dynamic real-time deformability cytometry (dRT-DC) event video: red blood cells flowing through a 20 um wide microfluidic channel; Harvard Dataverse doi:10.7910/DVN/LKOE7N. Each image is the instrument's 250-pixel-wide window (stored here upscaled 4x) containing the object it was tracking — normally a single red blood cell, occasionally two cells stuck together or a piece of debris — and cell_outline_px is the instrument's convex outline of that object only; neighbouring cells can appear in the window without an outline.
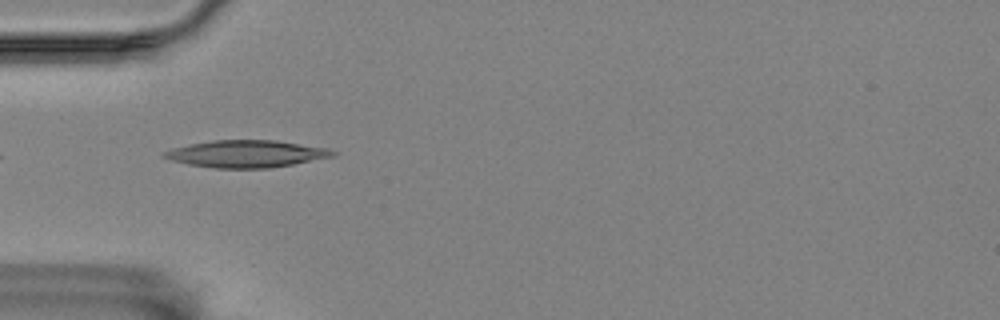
{"species": "Egyptian fruit bat (a non-hibernating species)", "species_latin": "Rousettus aegyptiacus", "temperature_condition": "room temperature", "stored_images_in_passage": 8, "camera_frame_rate_fps": 3000, "um_per_image_px": 0.085, "animal": {"sex": "female"}, "frame": {"image": 1, "passage_image": 3, "time_ms": 2.333, "image_size_px": [1000, 320], "cell_outline_px": [[340, 152], [336, 156], [292, 164], [268, 168], [216, 168], [188, 164], [172, 160], [160, 156], [160, 152], [172, 148], [212, 140], [276, 140], [328, 148]], "centroid_in_image_um": [20.96, 13.07], "position_along_channel_um": 64.0, "area_um2": 26.76}}
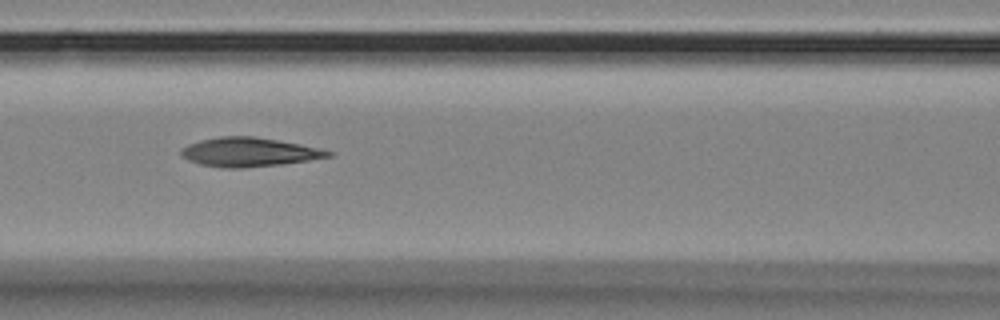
{"frame": {"image": 2, "passage_image": 5, "time_ms": 4.667, "image_size_px": [1000, 320], "cell_outline_px": [[332, 156], [308, 160], [280, 164], [244, 168], [224, 168], [200, 164], [188, 160], [180, 156], [180, 148], [188, 144], [200, 140], [220, 136], [252, 136], [300, 144], [332, 152]], "centroid_in_image_um": [21.08, 12.93], "position_along_channel_um": 145.5, "area_um2": 24.68}}
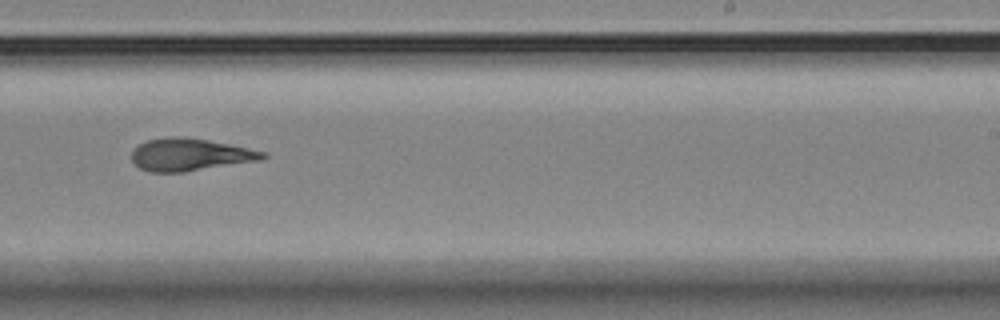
{"frame": {"image": 3, "passage_image": 8, "time_ms": 8.333, "image_size_px": [1000, 320], "cell_outline_px": [[268, 156], [264, 160], [184, 172], [152, 172], [140, 168], [132, 160], [132, 152], [140, 144], [148, 140], [168, 136], [180, 136], [208, 140], [268, 152]], "centroid_in_image_um": [16.21, 13.15], "position_along_channel_um": 272.8, "area_um2": 24.8}}